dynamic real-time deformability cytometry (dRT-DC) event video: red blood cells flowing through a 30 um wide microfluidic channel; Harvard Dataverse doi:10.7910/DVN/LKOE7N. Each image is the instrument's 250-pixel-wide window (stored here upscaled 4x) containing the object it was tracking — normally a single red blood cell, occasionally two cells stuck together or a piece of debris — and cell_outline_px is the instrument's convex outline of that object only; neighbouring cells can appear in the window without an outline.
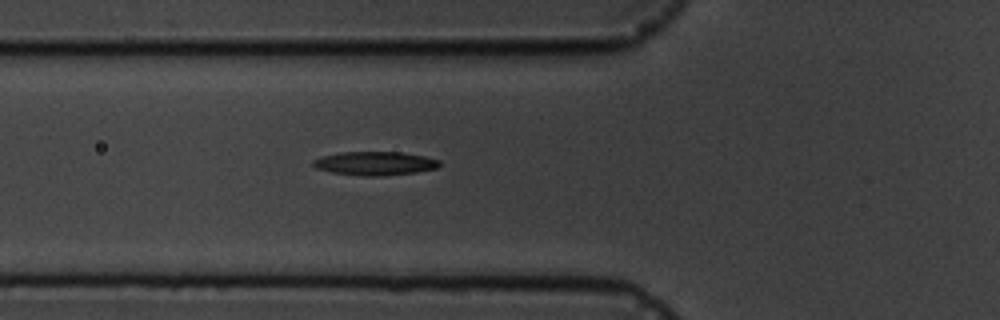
{"species": "common noctule bat (a hibernating species)", "species_latin": "Nyctalus noctula", "temperature_condition": "cold", "stored_images_in_passage": 3, "camera_frame_rate_fps": 3000, "um_per_image_px": 0.085, "animal": {"sex": "male", "body_mass_g": 19.5, "forearm_length_mm": 54.6}, "frame": {"image": 1, "passage_image": 2, "time_ms": 1.0, "image_size_px": [1000, 320], "cell_outline_px": [[440, 164], [436, 168], [416, 172], [384, 176], [360, 176], [332, 172], [316, 168], [312, 164], [312, 160], [320, 156], [340, 152], [400, 152], [424, 156], [440, 160]], "centroid_in_image_um": [31.84, 13.89], "position_along_channel_um": 94.0, "area_um2": 17.51}}